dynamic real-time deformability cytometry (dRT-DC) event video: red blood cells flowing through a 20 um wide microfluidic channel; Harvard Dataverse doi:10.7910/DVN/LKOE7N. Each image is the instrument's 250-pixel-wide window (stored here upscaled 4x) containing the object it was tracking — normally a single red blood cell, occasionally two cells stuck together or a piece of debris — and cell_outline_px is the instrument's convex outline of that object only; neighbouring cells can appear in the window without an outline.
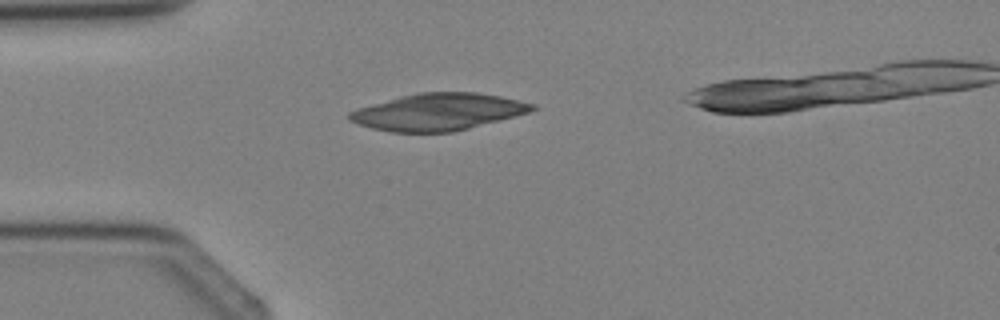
{"species": "Egyptian fruit bat (a non-hibernating species)", "species_latin": "Rousettus aegyptiacus", "temperature_condition": "cold", "stored_images_in_passage": 2, "camera_frame_rate_fps": 3000, "um_per_image_px": 0.085, "animal": {"sex": "female"}, "frame": {"image": 1, "passage_image": 1, "time_ms": 0.0, "image_size_px": [1000, 320], "cell_outline_px": [[536, 108], [528, 112], [500, 120], [452, 132], [392, 132], [372, 128], [348, 120], [348, 112], [356, 108], [400, 96], [420, 92], [476, 92], [500, 96], [536, 104]], "centroid_in_image_um": [37.21, 9.5], "position_along_channel_um": 47.8, "area_um2": 39.13}}